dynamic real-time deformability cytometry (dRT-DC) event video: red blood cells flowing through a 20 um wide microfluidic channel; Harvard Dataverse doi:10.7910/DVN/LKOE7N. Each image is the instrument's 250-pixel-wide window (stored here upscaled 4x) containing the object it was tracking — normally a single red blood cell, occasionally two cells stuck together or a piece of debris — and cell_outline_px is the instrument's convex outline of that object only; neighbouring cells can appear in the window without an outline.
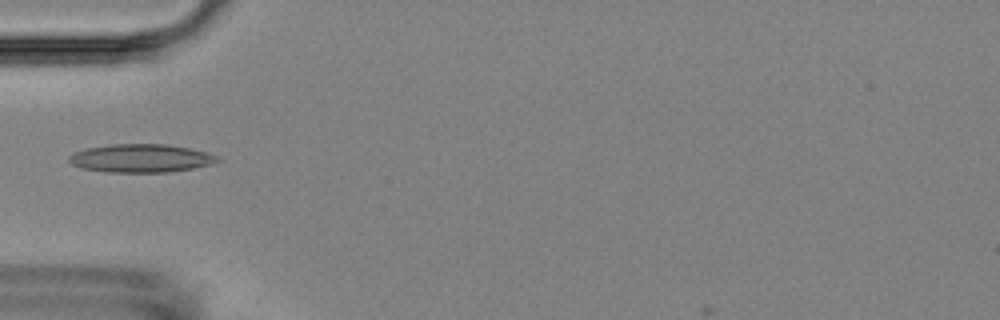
{"species": "Egyptian fruit bat (a non-hibernating species)", "species_latin": "Rousettus aegyptiacus", "temperature_condition": "room temperature", "stored_images_in_passage": 5, "camera_frame_rate_fps": 3000, "um_per_image_px": 0.085, "animal": {"sex": "female"}, "frame": {"image": 1, "passage_image": 5, "time_ms": 5.333, "image_size_px": [1000, 320], "cell_outline_px": [[224, 160], [192, 168], [168, 172], [104, 172], [84, 168], [72, 164], [68, 160], [68, 156], [72, 152], [88, 148], [108, 144], [168, 144], [188, 148], [220, 156]], "centroid_in_image_um": [11.96, 13.44], "position_along_channel_um": 73.0, "area_um2": 24.45}}